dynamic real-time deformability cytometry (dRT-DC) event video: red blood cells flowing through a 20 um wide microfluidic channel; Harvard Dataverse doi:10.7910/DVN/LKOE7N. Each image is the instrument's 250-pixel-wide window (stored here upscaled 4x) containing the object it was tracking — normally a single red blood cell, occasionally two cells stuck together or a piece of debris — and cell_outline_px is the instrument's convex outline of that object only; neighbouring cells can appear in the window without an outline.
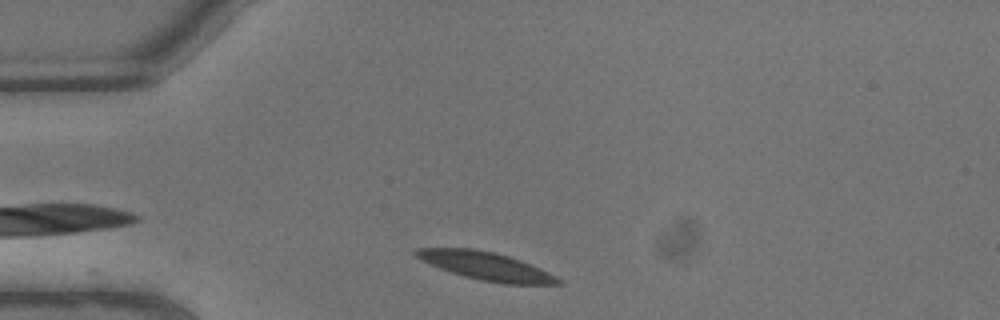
{"species": "common noctule bat (a hibernating species)", "species_latin": "Nyctalus noctula", "temperature_condition": "warm", "stored_images_in_passage": 3, "camera_frame_rate_fps": 3000, "um_per_image_px": 0.085, "animal": {"sex": "male", "body_mass_g": 13.3}, "frame": {"image": 1, "passage_image": 3, "time_ms": 0.667, "image_size_px": [1000, 320], "cell_outline_px": [[564, 284], [504, 284], [480, 280], [464, 276], [440, 268], [416, 256], [412, 252], [416, 248], [472, 248], [492, 252], [508, 256], [520, 260], [540, 268], [556, 276]], "centroid_in_image_um": [41.33, 22.61], "position_along_channel_um": 43.7, "area_um2": 22.89}}